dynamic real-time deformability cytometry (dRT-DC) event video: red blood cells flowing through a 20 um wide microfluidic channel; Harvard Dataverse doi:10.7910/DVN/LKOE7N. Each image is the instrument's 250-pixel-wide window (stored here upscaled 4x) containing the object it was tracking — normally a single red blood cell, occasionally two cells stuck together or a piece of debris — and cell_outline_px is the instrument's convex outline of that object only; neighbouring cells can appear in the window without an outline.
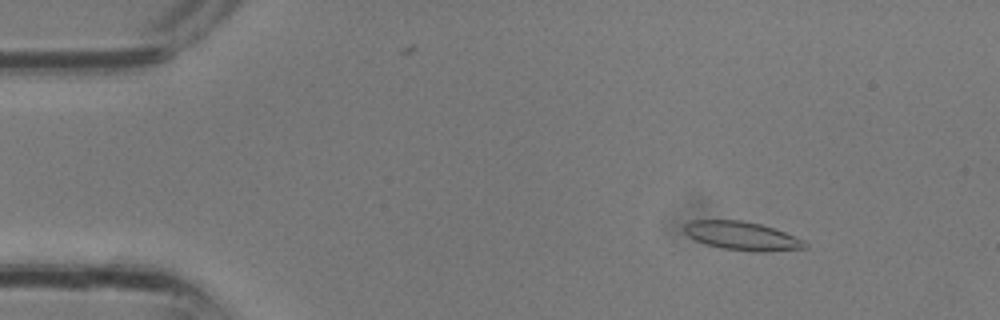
{"species": "common noctule bat (a hibernating species)", "species_latin": "Nyctalus noctula", "temperature_condition": "room temperature", "stored_images_in_passage": 3, "camera_frame_rate_fps": 3000, "um_per_image_px": 0.085, "animal": {"sex": "male", "body_mass_g": 13.3}, "frame": {"image": 1, "passage_image": 2, "time_ms": 0.333, "image_size_px": [1000, 320], "cell_outline_px": [[808, 248], [764, 252], [752, 252], [724, 248], [708, 244], [696, 240], [688, 236], [684, 232], [684, 224], [692, 220], [740, 220], [760, 224], [784, 232], [804, 240], [808, 244]], "centroid_in_image_um": [63.09, 20.06], "position_along_channel_um": 21.9, "area_um2": 20.0}}